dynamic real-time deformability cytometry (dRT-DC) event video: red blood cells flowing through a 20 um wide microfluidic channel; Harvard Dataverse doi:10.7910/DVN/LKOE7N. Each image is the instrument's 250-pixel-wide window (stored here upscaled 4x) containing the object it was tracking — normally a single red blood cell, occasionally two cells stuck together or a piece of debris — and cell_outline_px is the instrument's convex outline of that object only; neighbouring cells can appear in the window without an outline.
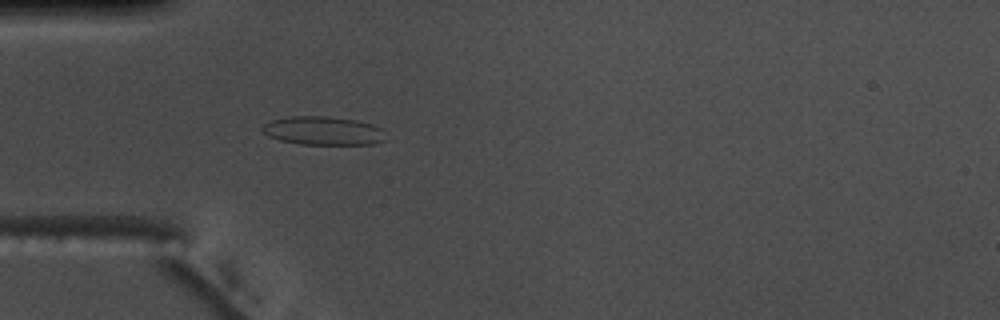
{"species": "common noctule bat (a hibernating species)", "species_latin": "Nyctalus noctula", "temperature_condition": "warm", "stored_images_in_passage": 40, "camera_frame_rate_fps": 3000, "um_per_image_px": 0.085, "animal": {"sex": "male", "body_mass_g": 17.5, "forearm_length_mm": 52.3}, "frame": {"image": 1, "passage_image": 1, "time_ms": 0.0, "image_size_px": [1000, 320], "cell_outline_px": [[388, 140], [372, 144], [300, 144], [280, 140], [268, 136], [260, 128], [264, 124], [272, 120], [288, 116], [324, 116], [356, 120], [372, 124], [380, 128]], "centroid_in_image_um": [27.47, 11.11], "position_along_channel_um": 57.5, "area_um2": 20.52}}
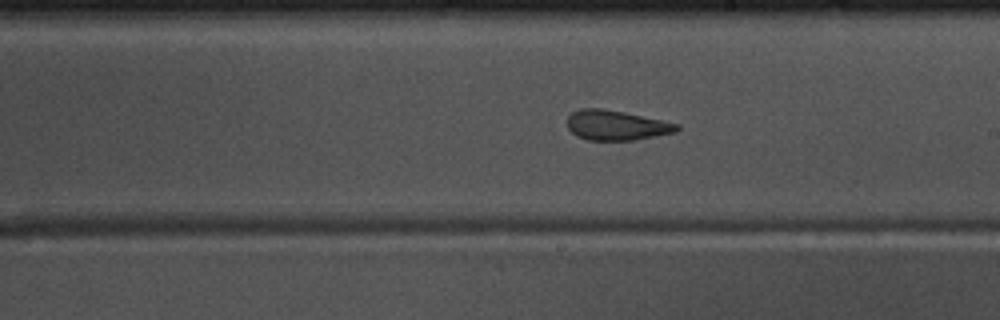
{"frame": {"image": 2, "passage_image": 16, "time_ms": 5.0, "image_size_px": [1000, 320], "cell_outline_px": [[680, 128], [676, 132], [636, 140], [588, 140], [576, 136], [568, 128], [568, 116], [572, 112], [580, 108], [600, 108], [624, 112], [680, 124]], "centroid_in_image_um": [52.39, 10.65], "position_along_channel_um": 236.6, "area_um2": 19.13}}
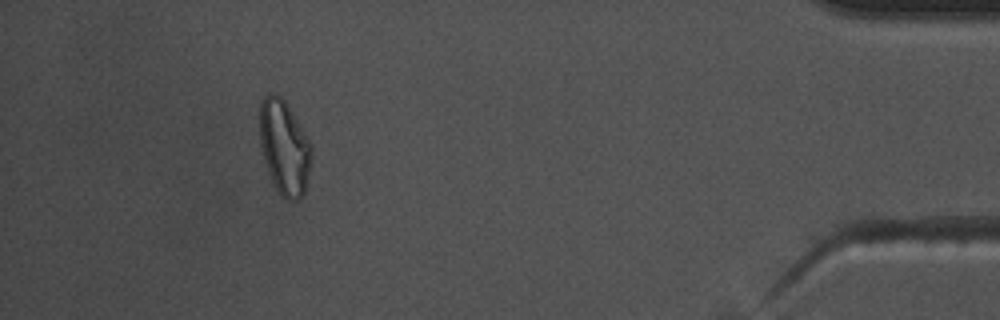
{"frame": {"image": 3, "passage_image": 35, "time_ms": 11.333, "image_size_px": [1000, 320], "cell_outline_px": [[312, 156], [308, 180], [304, 192], [296, 200], [288, 200], [280, 196], [268, 172], [264, 160], [260, 144], [260, 100], [268, 92], [272, 92], [280, 96], [284, 100], [308, 140], [312, 148]], "centroid_in_image_um": [24.15, 12.53], "position_along_channel_um": 411.1, "area_um2": 28.26}, "authors_computed_cell_mechanics": {"area_um2": 19.9988, "velocity_mm_per_s": 3.6844, "shape_relaxation_time_tau1_ms": null, "shape_relaxation_time_tau2_ms": 2.119, "deformation_change_tau1": null, "deformation_change_tau2": 0.096}}